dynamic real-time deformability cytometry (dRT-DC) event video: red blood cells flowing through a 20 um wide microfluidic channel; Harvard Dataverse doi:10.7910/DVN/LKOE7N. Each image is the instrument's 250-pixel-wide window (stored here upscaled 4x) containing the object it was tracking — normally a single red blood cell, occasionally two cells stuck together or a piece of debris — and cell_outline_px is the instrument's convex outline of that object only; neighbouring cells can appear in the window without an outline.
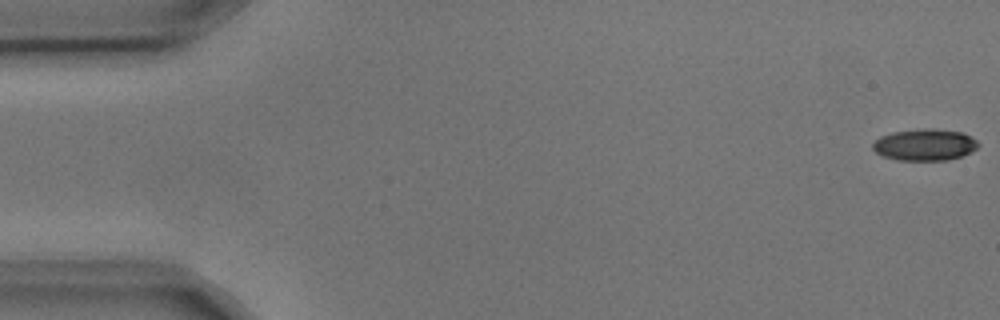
{"species": "common noctule bat (a hibernating species)", "species_latin": "Nyctalus noctula", "temperature_condition": "cold", "stored_images_in_passage": 4, "camera_frame_rate_fps": 3000, "um_per_image_px": 0.085, "animal": {"sex": "male", "body_mass_g": 17.9, "forearm_length_mm": 54.2}, "frame": {"image": 1, "passage_image": 1, "time_ms": 0.0, "image_size_px": [1000, 320], "cell_outline_px": [[980, 144], [972, 152], [948, 160], [896, 160], [884, 156], [876, 152], [872, 148], [872, 144], [880, 136], [892, 132], [924, 128], [932, 128], [964, 132], [976, 140]], "centroid_in_image_um": [78.62, 12.29], "position_along_channel_um": 6.4, "area_um2": 19.54}}
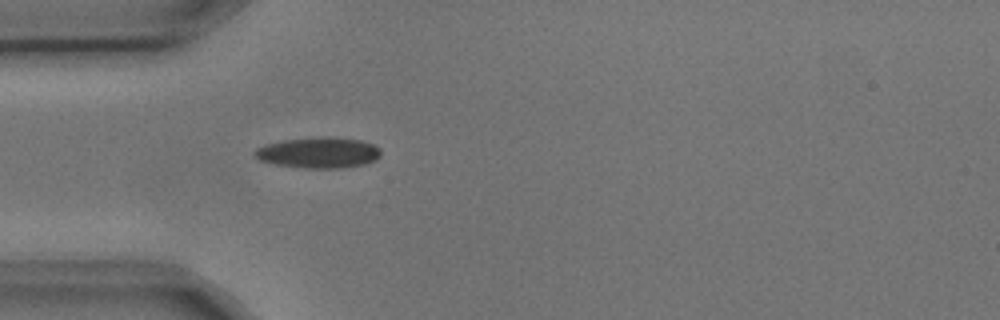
{"frame": {"image": 2, "passage_image": 4, "time_ms": 1.0, "image_size_px": [1000, 320], "cell_outline_px": [[380, 156], [376, 160], [364, 164], [340, 168], [304, 168], [276, 164], [260, 160], [252, 152], [256, 148], [264, 144], [280, 140], [324, 136], [328, 136], [360, 140], [372, 144], [380, 148]], "centroid_in_image_um": [27.06, 12.96], "position_along_channel_um": 57.9, "area_um2": 22.77}}